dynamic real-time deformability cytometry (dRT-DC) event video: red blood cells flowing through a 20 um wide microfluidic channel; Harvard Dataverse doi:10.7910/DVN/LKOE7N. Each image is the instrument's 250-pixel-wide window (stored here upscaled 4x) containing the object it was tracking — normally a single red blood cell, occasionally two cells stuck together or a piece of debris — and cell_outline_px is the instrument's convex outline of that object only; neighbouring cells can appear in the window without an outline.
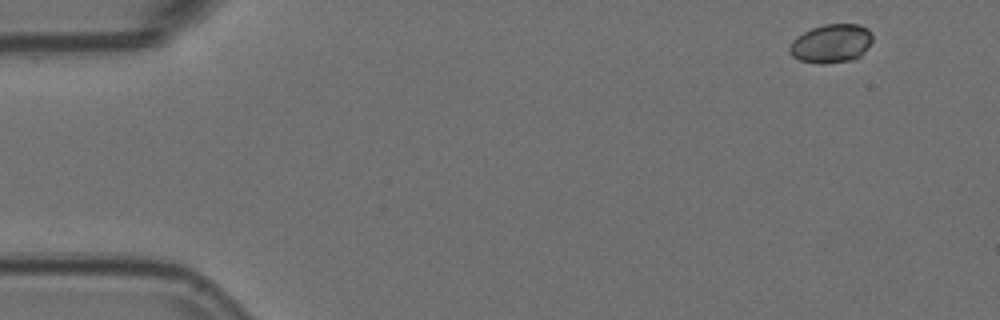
{"species": "Egyptian fruit bat (a non-hibernating species)", "species_latin": "Rousettus aegyptiacus", "temperature_condition": "room temperature", "stored_images_in_passage": 5, "camera_frame_rate_fps": 3000, "um_per_image_px": 0.085, "animal": {"sex": "female"}, "frame": {"image": 1, "passage_image": 1, "time_ms": 0.0, "image_size_px": [1000, 320], "cell_outline_px": [[872, 40], [860, 56], [852, 60], [820, 64], [800, 60], [792, 56], [788, 52], [788, 48], [792, 40], [796, 36], [812, 28], [824, 24], [860, 24], [868, 28], [872, 32]], "centroid_in_image_um": [70.64, 3.69], "position_along_channel_um": 14.4, "area_um2": 18.79}}
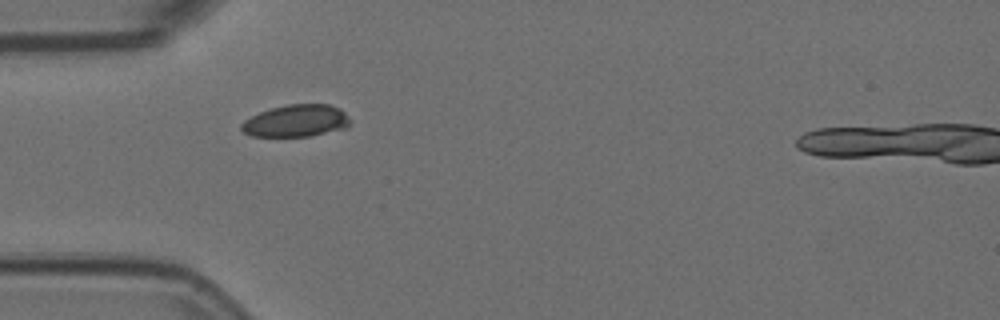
{"frame": {"image": 2, "passage_image": 4, "time_ms": 1.0, "image_size_px": [1000, 320], "cell_outline_px": [[352, 120], [348, 128], [312, 136], [252, 136], [244, 132], [240, 128], [240, 124], [244, 120], [260, 112], [272, 108], [288, 104], [328, 104], [340, 108]], "centroid_in_image_um": [25.22, 10.27], "position_along_channel_um": 59.8, "area_um2": 20.52}}
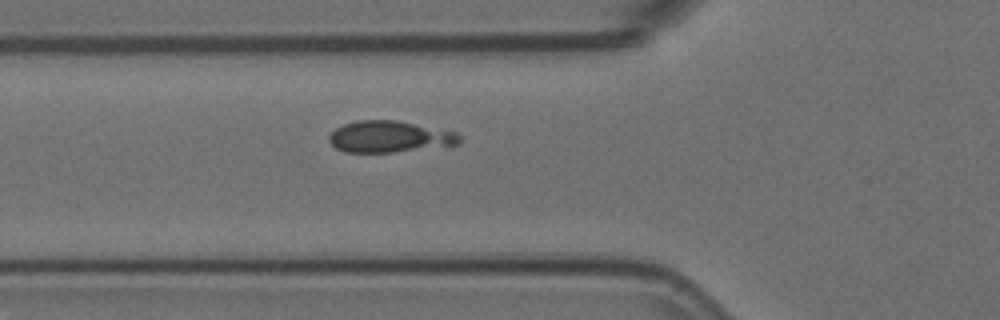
{"frame": {"image": 3, "passage_image": 5, "time_ms": 1.333, "image_size_px": [1000, 320], "cell_outline_px": [[460, 144], [392, 152], [344, 152], [336, 148], [328, 140], [328, 136], [336, 128], [344, 124], [356, 120], [396, 120], [456, 132], [460, 136]], "centroid_in_image_um": [33.08, 11.61], "position_along_channel_um": 92.7, "area_um2": 23.76}}